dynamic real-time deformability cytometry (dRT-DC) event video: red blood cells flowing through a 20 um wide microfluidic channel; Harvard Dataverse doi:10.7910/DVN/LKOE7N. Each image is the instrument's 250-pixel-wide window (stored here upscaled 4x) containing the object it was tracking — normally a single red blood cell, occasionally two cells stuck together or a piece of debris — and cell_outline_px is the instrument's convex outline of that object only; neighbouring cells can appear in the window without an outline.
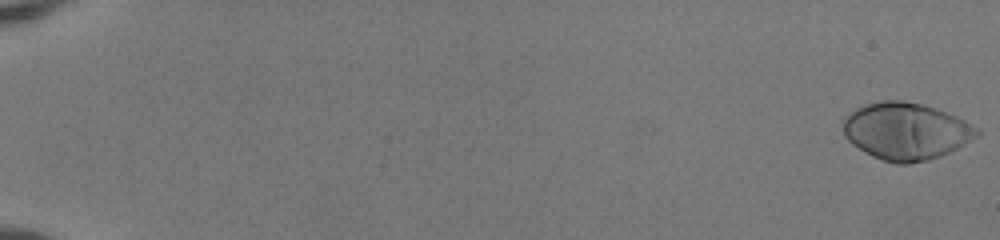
{"species": "human", "species_latin": "Homo sapiens", "temperature_condition": "room temperature", "stored_images_in_passage": 53, "camera_frame_rate_fps": 3000, "um_per_image_px": 0.085, "donor": {"sex": "female"}, "frame": {"image": 1, "passage_image": 1, "time_ms": 0.0, "image_size_px": [1000, 240], "cell_outline_px": [[980, 136], [940, 156], [928, 160], [908, 164], [896, 164], [872, 156], [864, 152], [852, 144], [844, 136], [844, 120], [856, 108], [864, 104], [880, 100], [904, 100], [936, 108], [948, 112], [980, 128]], "centroid_in_image_um": [77.03, 11.15], "position_along_channel_um": 8.0, "area_um2": 44.62}}
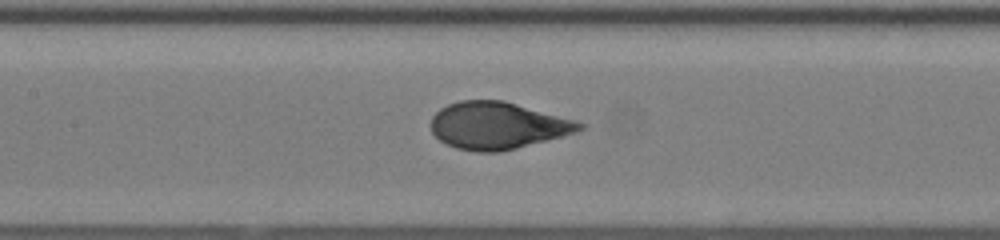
{"frame": {"image": 2, "passage_image": 28, "time_ms": 9.0, "image_size_px": [1000, 240], "cell_outline_px": [[584, 128], [576, 132], [516, 148], [500, 152], [476, 152], [456, 148], [440, 140], [432, 132], [432, 116], [440, 108], [448, 104], [460, 100], [504, 100], [576, 120], [584, 124]], "centroid_in_image_um": [42.29, 10.66], "position_along_channel_um": 165.1, "area_um2": 40.58}}
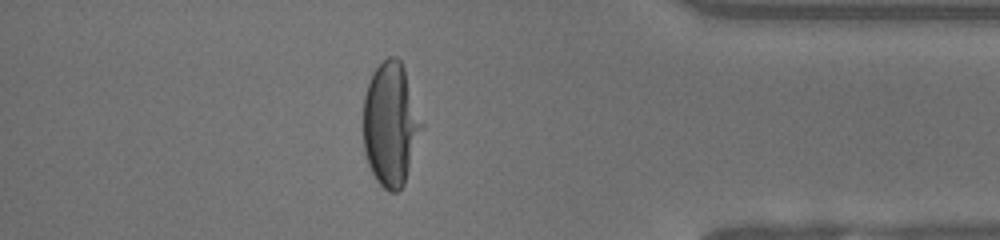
{"frame": {"image": 3, "passage_image": 47, "time_ms": 15.333, "image_size_px": [1000, 240], "cell_outline_px": [[424, 124], [404, 184], [396, 192], [388, 192], [376, 180], [368, 164], [364, 152], [364, 96], [368, 84], [376, 68], [388, 56], [396, 56], [400, 60], [404, 68]], "centroid_in_image_um": [33.22, 10.57], "position_along_channel_um": 402.0, "area_um2": 41.85}, "authors_computed_cell_mechanics": {"area_um2": 41.5004, "velocity_mm_per_s": 4.0915, "shape_relaxation_time_tau1_ms": 3.859, "shape_relaxation_time_tau2_ms": null, "deformation_change_tau1": 0.2454, "deformation_change_tau2": null}}